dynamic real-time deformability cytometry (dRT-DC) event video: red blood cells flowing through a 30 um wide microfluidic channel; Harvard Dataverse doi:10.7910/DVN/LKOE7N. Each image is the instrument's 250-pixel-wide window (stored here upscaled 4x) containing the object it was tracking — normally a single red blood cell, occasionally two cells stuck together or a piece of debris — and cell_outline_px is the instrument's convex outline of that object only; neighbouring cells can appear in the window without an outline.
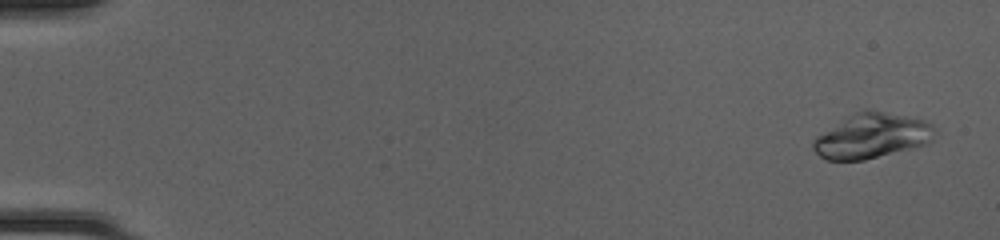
{"species": "common noctule bat (a hibernating species)", "species_latin": "Nyctalus noctula", "temperature_condition": "cold", "stored_images_in_passage": 50, "camera_frame_rate_fps": 3000, "um_per_image_px": 0.085, "animal": {"sex": "female", "body_mass_g": 20.0, "forearm_length_mm": 54.0}, "frame": {"image": 1, "passage_image": 3, "time_ms": 0.667, "image_size_px": [1000, 240], "cell_outline_px": [[936, 132], [932, 140], [924, 144], [912, 148], [864, 160], [828, 160], [820, 156], [812, 148], [812, 140], [816, 136], [848, 116], [864, 108], [872, 108], [924, 120], [932, 124]], "centroid_in_image_um": [74.11, 11.53], "position_along_channel_um": 10.9, "area_um2": 31.85}}
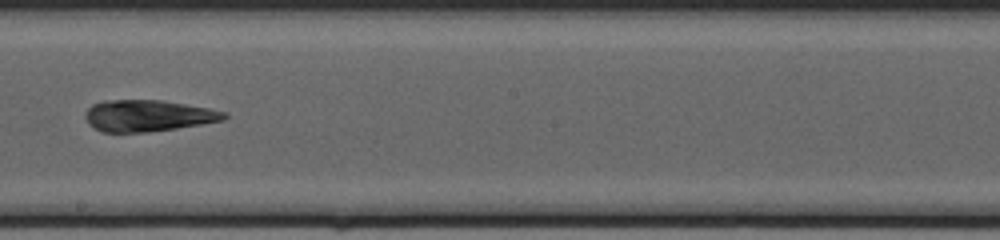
{"frame": {"image": 2, "passage_image": 30, "time_ms": 9.667, "image_size_px": [1000, 240], "cell_outline_px": [[228, 116], [224, 120], [176, 128], [148, 132], [100, 132], [88, 124], [84, 116], [84, 112], [92, 104], [104, 100], [160, 100], [208, 108], [228, 112]], "centroid_in_image_um": [12.54, 9.83], "position_along_channel_um": 235.7, "area_um2": 25.55}}
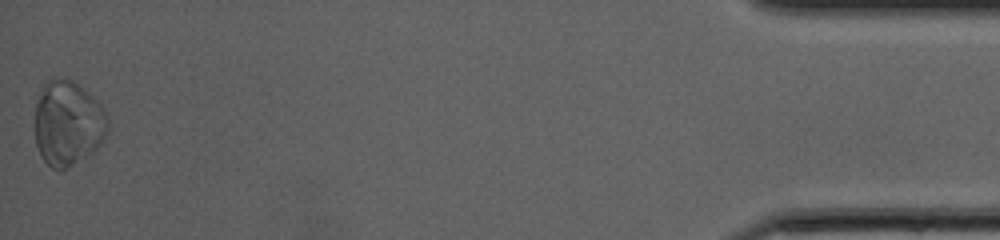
{"frame": {"image": 3, "passage_image": 50, "time_ms": 16.333, "image_size_px": [1000, 240], "cell_outline_px": [[108, 132], [100, 144], [92, 152], [68, 168], [60, 172], [52, 168], [40, 156], [36, 144], [36, 104], [40, 92], [44, 84], [52, 76], [64, 76], [72, 80], [92, 96], [104, 108], [108, 116]], "centroid_in_image_um": [5.77, 10.46], "position_along_channel_um": 429.4, "area_um2": 36.41}, "authors_computed_cell_mechanics": {"area_um2": 27.166, "velocity_mm_per_s": 4.235, "shape_relaxation_time_tau1_ms": 6.5712, "shape_relaxation_time_tau2_ms": 2.3554, "deformation_change_tau1": 0.1804, "deformation_change_tau2": 0.1006}}